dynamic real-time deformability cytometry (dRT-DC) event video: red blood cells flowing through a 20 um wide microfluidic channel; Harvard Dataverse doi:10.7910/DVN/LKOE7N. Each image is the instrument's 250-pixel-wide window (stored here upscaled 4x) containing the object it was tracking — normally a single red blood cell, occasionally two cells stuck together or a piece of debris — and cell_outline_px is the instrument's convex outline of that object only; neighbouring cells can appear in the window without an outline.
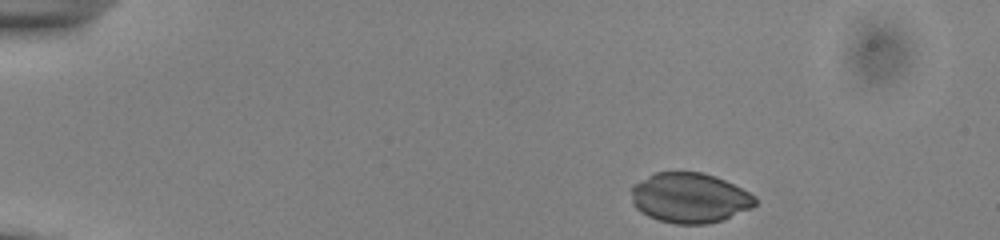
{"species": "common noctule bat (a hibernating species)", "species_latin": "Nyctalus noctula", "temperature_condition": "cold", "stored_images_in_passage": 46, "camera_frame_rate_fps": 3000, "um_per_image_px": 0.085, "animal": {"sex": "male", "body_mass_g": 13.0, "forearm_length_mm": 53.1}, "frame": {"image": 1, "passage_image": 1, "time_ms": 0.0, "image_size_px": [1000, 240], "cell_outline_px": [[756, 204], [724, 220], [708, 224], [676, 224], [660, 220], [648, 216], [640, 212], [632, 204], [632, 184], [656, 172], [700, 172], [716, 176], [748, 192], [756, 200]], "centroid_in_image_um": [58.57, 16.82], "position_along_channel_um": 26.4, "area_um2": 35.89}}